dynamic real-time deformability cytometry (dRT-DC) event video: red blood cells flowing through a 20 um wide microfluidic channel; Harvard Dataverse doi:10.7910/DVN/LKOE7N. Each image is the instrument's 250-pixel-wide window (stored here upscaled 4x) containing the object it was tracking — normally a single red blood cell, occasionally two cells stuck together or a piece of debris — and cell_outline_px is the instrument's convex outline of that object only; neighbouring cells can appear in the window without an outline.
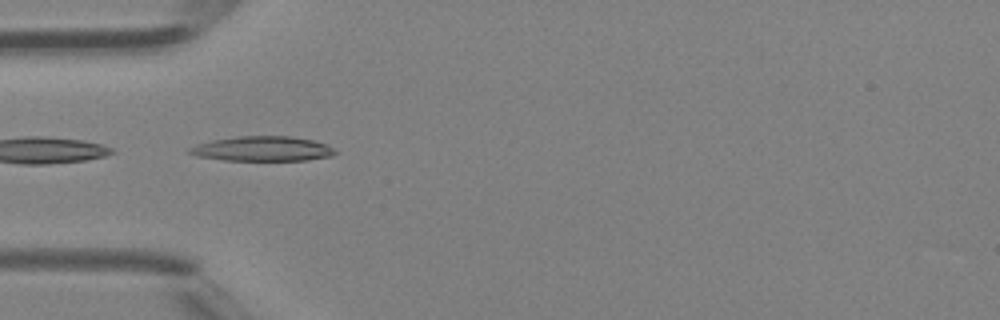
{"species": "Egyptian fruit bat (a non-hibernating species)", "species_latin": "Rousettus aegyptiacus", "temperature_condition": "room temperature", "stored_images_in_passage": 23, "camera_frame_rate_fps": 3000, "um_per_image_px": 0.085, "animal": {"sex": "female"}, "frame": {"image": 1, "passage_image": 14, "time_ms": 4.333, "image_size_px": [1000, 320], "cell_outline_px": [[336, 152], [332, 156], [308, 160], [224, 160], [196, 156], [188, 152], [188, 148], [196, 144], [212, 140], [236, 136], [288, 136], [312, 140], [328, 144]], "centroid_in_image_um": [22.29, 12.64], "position_along_channel_um": 62.7, "area_um2": 21.04}}
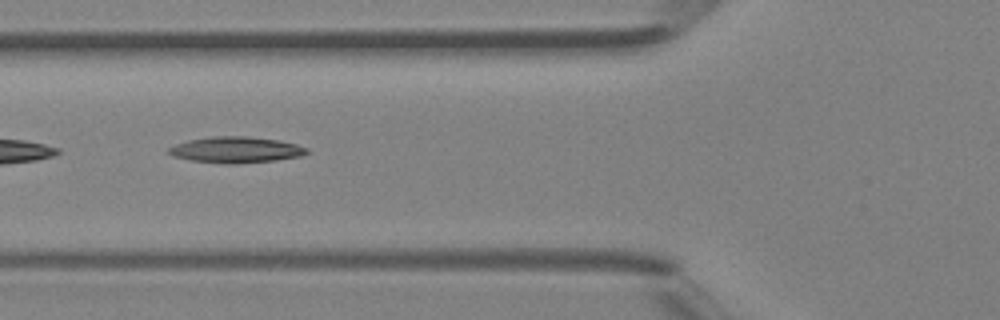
{"frame": {"image": 2, "passage_image": 17, "time_ms": 5.333, "image_size_px": [1000, 320], "cell_outline_px": [[308, 152], [300, 156], [276, 160], [236, 164], [228, 164], [192, 160], [172, 156], [168, 152], [168, 148], [176, 144], [188, 140], [212, 136], [248, 136], [280, 140], [296, 144], [308, 148]], "centroid_in_image_um": [20.06, 12.73], "position_along_channel_um": 105.7, "area_um2": 20.98}}